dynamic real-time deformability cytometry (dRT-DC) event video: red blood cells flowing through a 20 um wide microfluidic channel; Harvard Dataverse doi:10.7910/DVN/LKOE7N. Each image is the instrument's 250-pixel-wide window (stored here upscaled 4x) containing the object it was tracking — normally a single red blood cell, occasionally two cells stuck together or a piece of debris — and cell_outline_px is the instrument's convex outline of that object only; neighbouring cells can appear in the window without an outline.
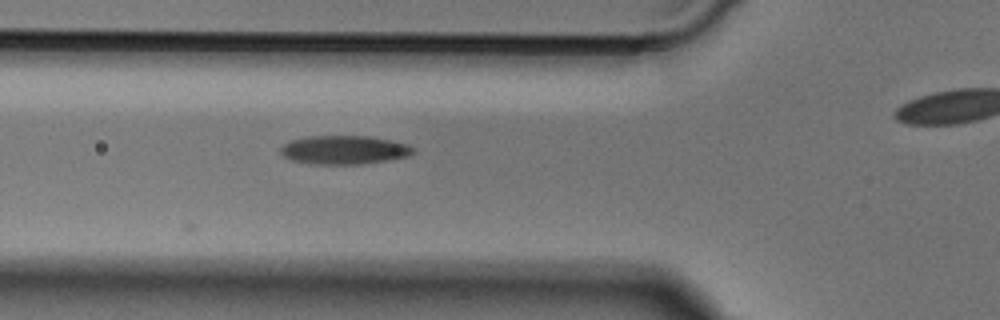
{"species": "Egyptian fruit bat (a non-hibernating species)", "species_latin": "Rousettus aegyptiacus", "temperature_condition": "cold", "stored_images_in_passage": 6, "camera_frame_rate_fps": 3000, "um_per_image_px": 0.085, "animal": {"sex": "male"}, "frame": {"image": 1, "passage_image": 6, "time_ms": 1.667, "image_size_px": [1000, 320], "cell_outline_px": [[416, 148], [408, 156], [388, 160], [360, 164], [308, 164], [292, 160], [284, 156], [280, 152], [280, 148], [284, 144], [292, 140], [308, 136], [368, 136], [408, 144]], "centroid_in_image_um": [29.24, 12.74], "position_along_channel_um": 96.6, "area_um2": 22.08}}